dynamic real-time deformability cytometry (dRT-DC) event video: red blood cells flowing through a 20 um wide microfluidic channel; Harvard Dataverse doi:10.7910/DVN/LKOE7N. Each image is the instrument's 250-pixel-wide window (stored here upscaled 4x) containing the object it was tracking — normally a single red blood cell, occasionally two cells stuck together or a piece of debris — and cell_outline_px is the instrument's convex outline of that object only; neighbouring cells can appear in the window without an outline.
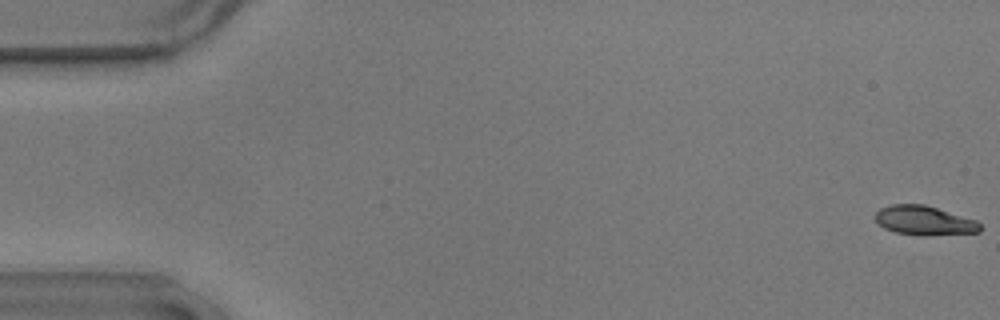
{"species": "common noctule bat (a hibernating species)", "species_latin": "Nyctalus noctula", "temperature_condition": "warm", "stored_images_in_passage": 56, "camera_frame_rate_fps": 3000, "um_per_image_px": 0.085, "animal": {"sex": "male", "body_mass_g": 17.9}, "frame": {"image": 1, "passage_image": 1, "time_ms": 0.0, "image_size_px": [1000, 320], "cell_outline_px": [[980, 232], [924, 236], [920, 236], [896, 232], [884, 228], [876, 220], [876, 212], [880, 208], [892, 204], [924, 204], [976, 220], [980, 224]], "centroid_in_image_um": [78.56, 18.75], "position_along_channel_um": 6.4, "area_um2": 17.8}}
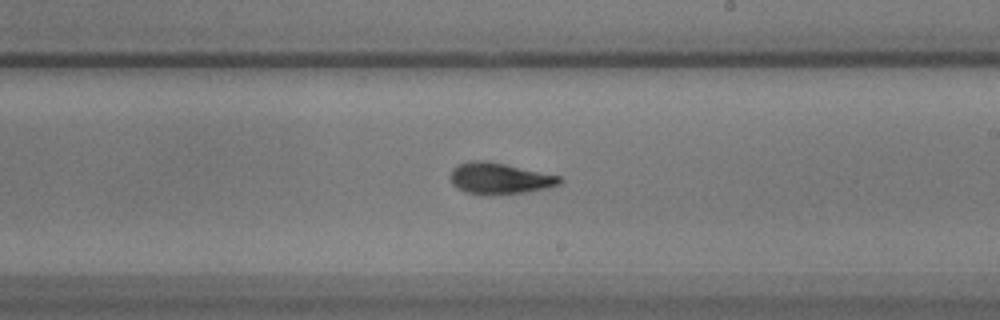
{"frame": {"image": 2, "passage_image": 33, "time_ms": 10.667, "image_size_px": [1000, 320], "cell_outline_px": [[564, 180], [560, 184], [544, 188], [524, 192], [492, 196], [464, 192], [456, 188], [452, 184], [448, 176], [452, 168], [460, 164], [472, 160], [484, 160], [504, 164], [560, 176]], "centroid_in_image_um": [42.4, 15.18], "position_along_channel_um": 246.6, "area_um2": 20.06}}
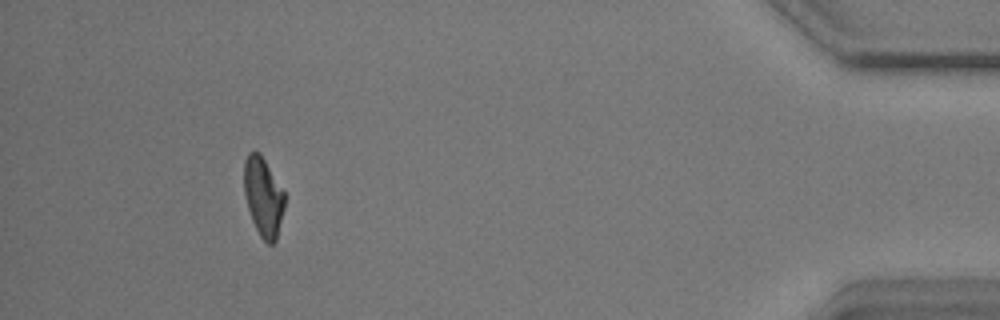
{"frame": {"image": 3, "passage_image": 52, "time_ms": 17.0, "image_size_px": [1000, 320], "cell_outline_px": [[284, 208], [276, 240], [272, 244], [268, 244], [260, 236], [252, 220], [244, 196], [244, 160], [248, 152], [260, 152], [284, 192]], "centroid_in_image_um": [22.36, 16.72], "position_along_channel_um": 412.8, "area_um2": 18.55}, "authors_computed_cell_mechanics": {"area_um2": 19.3052, "velocity_mm_per_s": 3.6026, "shape_relaxation_time_tau1_ms": 3.0958, "shape_relaxation_time_tau2_ms": 1.8082, "deformation_change_tau1": 0.1518, "deformation_change_tau2": 0.087}}